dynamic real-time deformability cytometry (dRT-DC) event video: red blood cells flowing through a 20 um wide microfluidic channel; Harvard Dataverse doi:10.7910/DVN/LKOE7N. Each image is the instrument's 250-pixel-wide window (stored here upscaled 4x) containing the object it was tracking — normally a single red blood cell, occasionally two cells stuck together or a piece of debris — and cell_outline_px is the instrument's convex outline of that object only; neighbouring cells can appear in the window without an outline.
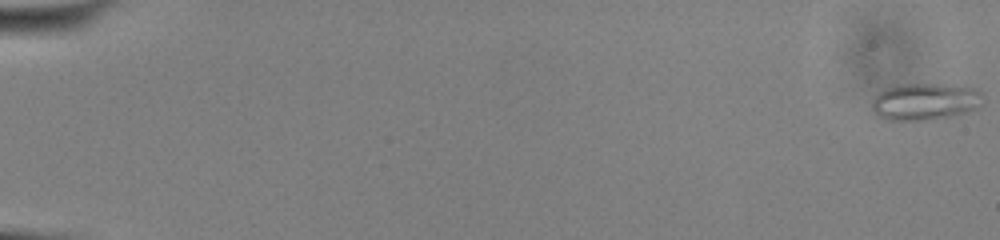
{"species": "common noctule bat (a hibernating species)", "species_latin": "Nyctalus noctula", "temperature_condition": "cold", "stored_images_in_passage": 55, "camera_frame_rate_fps": 3000, "um_per_image_px": 0.085, "animal": {"sex": "male", "body_mass_g": 13.0, "forearm_length_mm": 53.1}, "frame": {"image": 1, "passage_image": 1, "time_ms": 0.0, "image_size_px": [1000, 240], "cell_outline_px": [[984, 104], [980, 108], [968, 112], [952, 116], [928, 120], [888, 120], [880, 116], [872, 108], [872, 100], [880, 92], [896, 84], [944, 84], [976, 88], [980, 92]], "centroid_in_image_um": [78.69, 8.63], "position_along_channel_um": 6.3, "area_um2": 24.04}}
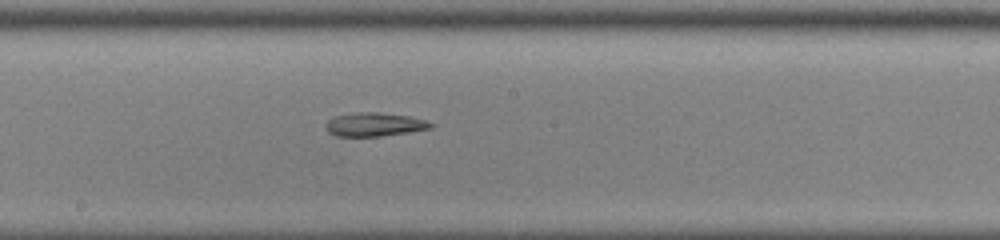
{"frame": {"image": 2, "passage_image": 32, "time_ms": 10.333, "image_size_px": [1000, 240], "cell_outline_px": [[436, 124], [432, 128], [408, 132], [380, 136], [336, 136], [328, 132], [328, 120], [336, 116], [356, 112], [376, 112], [408, 116], [424, 120]], "centroid_in_image_um": [31.87, 10.58], "position_along_channel_um": 216.3, "area_um2": 14.22}}
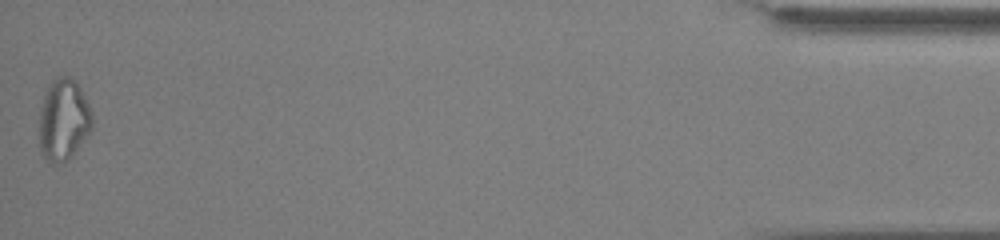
{"frame": {"image": 3, "passage_image": 55, "time_ms": 18.0, "image_size_px": [1000, 240], "cell_outline_px": [[92, 128], [72, 156], [68, 160], [52, 164], [40, 152], [40, 108], [44, 96], [52, 80], [56, 76], [68, 76], [80, 88], [92, 112]], "centroid_in_image_um": [5.39, 10.2], "position_along_channel_um": 429.8, "area_um2": 24.85}, "authors_computed_cell_mechanics": {"area_um2": 18.5538, "velocity_mm_per_s": 3.8767, "shape_relaxation_time_tau1_ms": null, "shape_relaxation_time_tau2_ms": 8.0051, "deformation_change_tau1": null, "deformation_change_tau2": 0.2123}}